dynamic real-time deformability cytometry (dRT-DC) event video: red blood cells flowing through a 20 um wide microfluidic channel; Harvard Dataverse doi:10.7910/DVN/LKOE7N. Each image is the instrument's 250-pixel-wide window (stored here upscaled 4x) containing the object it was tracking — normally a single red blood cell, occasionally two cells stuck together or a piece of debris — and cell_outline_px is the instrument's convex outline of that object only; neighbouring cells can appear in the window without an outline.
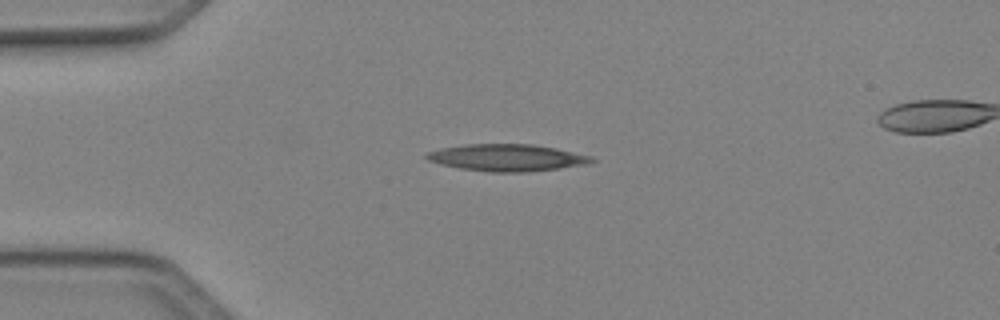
{"species": "Egyptian fruit bat (a non-hibernating species)", "species_latin": "Rousettus aegyptiacus", "temperature_condition": "cold", "stored_images_in_passage": 44, "camera_frame_rate_fps": 3000, "um_per_image_px": 0.085, "animal": {"sex": "female"}, "frame": {"image": 1, "passage_image": 12, "time_ms": 3.667, "image_size_px": [1000, 320], "cell_outline_px": [[596, 160], [588, 164], [560, 168], [528, 172], [488, 172], [460, 168], [440, 164], [428, 160], [424, 156], [424, 152], [440, 148], [468, 144], [532, 144], [556, 148], [592, 156]], "centroid_in_image_um": [43.08, 13.4], "position_along_channel_um": 41.9, "area_um2": 26.07}}
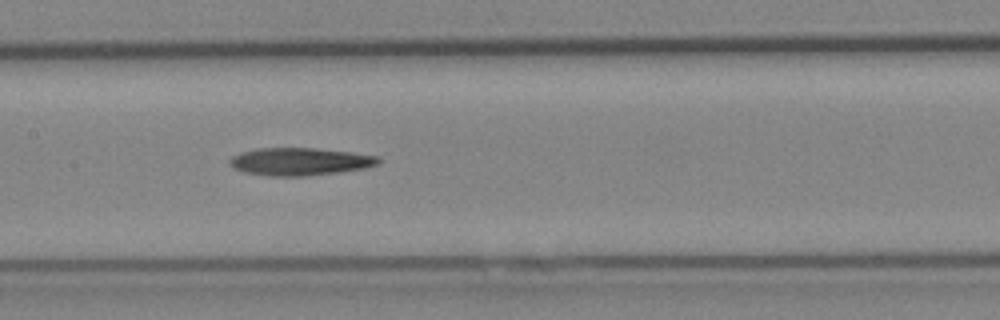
{"frame": {"image": 2, "passage_image": 24, "time_ms": 7.667, "image_size_px": [1000, 320], "cell_outline_px": [[380, 164], [364, 168], [336, 172], [304, 176], [268, 176], [244, 172], [236, 168], [228, 160], [232, 156], [240, 152], [260, 148], [316, 148], [352, 152], [376, 156], [380, 160]], "centroid_in_image_um": [25.49, 13.73], "position_along_channel_um": 181.9, "area_um2": 23.76}}
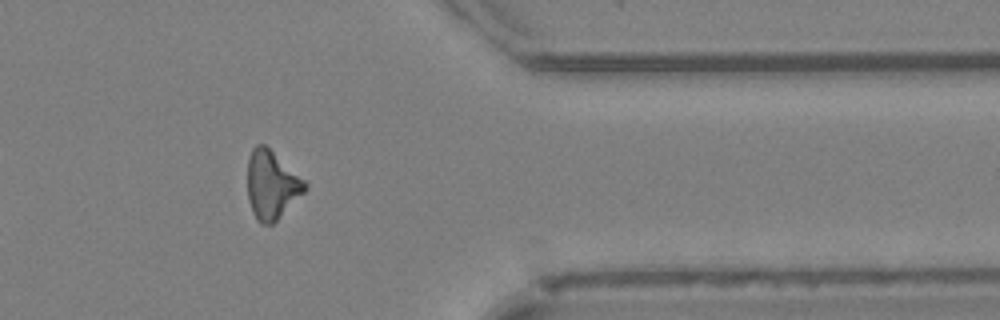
{"frame": {"image": 3, "passage_image": 40, "time_ms": 13.0, "image_size_px": [1000, 320], "cell_outline_px": [[308, 188], [272, 224], [260, 224], [256, 220], [252, 212], [248, 200], [248, 160], [252, 148], [256, 144], [264, 144], [304, 180], [308, 184]], "centroid_in_image_um": [23.07, 15.73], "position_along_channel_um": 388.3, "area_um2": 22.54}, "authors_computed_cell_mechanics": {"area_um2": 23.8136, "velocity_mm_per_s": 4.1659, "shape_relaxation_time_tau1_ms": 9.9491, "shape_relaxation_time_tau2_ms": null, "deformation_change_tau1": 0.2235, "deformation_change_tau2": null}}